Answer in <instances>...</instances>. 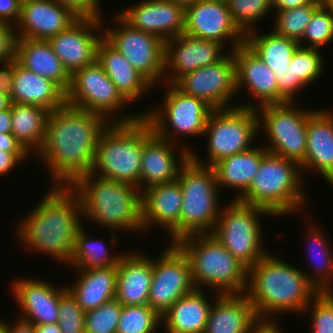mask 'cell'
<instances>
[{
	"label": "cell",
	"mask_w": 333,
	"mask_h": 333,
	"mask_svg": "<svg viewBox=\"0 0 333 333\" xmlns=\"http://www.w3.org/2000/svg\"><path fill=\"white\" fill-rule=\"evenodd\" d=\"M231 18L239 31L247 36L255 29L257 22L271 15L272 0H225ZM271 11V12H270Z\"/></svg>",
	"instance_id": "obj_39"
},
{
	"label": "cell",
	"mask_w": 333,
	"mask_h": 333,
	"mask_svg": "<svg viewBox=\"0 0 333 333\" xmlns=\"http://www.w3.org/2000/svg\"><path fill=\"white\" fill-rule=\"evenodd\" d=\"M245 43L272 71L287 67L300 46L297 41L279 36L272 29L262 34L256 30L249 33L245 36Z\"/></svg>",
	"instance_id": "obj_37"
},
{
	"label": "cell",
	"mask_w": 333,
	"mask_h": 333,
	"mask_svg": "<svg viewBox=\"0 0 333 333\" xmlns=\"http://www.w3.org/2000/svg\"><path fill=\"white\" fill-rule=\"evenodd\" d=\"M184 33L229 45L228 51L245 43V36L233 23L225 0H199L186 8Z\"/></svg>",
	"instance_id": "obj_17"
},
{
	"label": "cell",
	"mask_w": 333,
	"mask_h": 333,
	"mask_svg": "<svg viewBox=\"0 0 333 333\" xmlns=\"http://www.w3.org/2000/svg\"><path fill=\"white\" fill-rule=\"evenodd\" d=\"M327 6L331 9L332 14H333V1L330 2Z\"/></svg>",
	"instance_id": "obj_63"
},
{
	"label": "cell",
	"mask_w": 333,
	"mask_h": 333,
	"mask_svg": "<svg viewBox=\"0 0 333 333\" xmlns=\"http://www.w3.org/2000/svg\"><path fill=\"white\" fill-rule=\"evenodd\" d=\"M29 153H9L5 151H0V176L11 174V170L14 171L15 167L19 164L25 162V160L30 159ZM18 165V166H17Z\"/></svg>",
	"instance_id": "obj_52"
},
{
	"label": "cell",
	"mask_w": 333,
	"mask_h": 333,
	"mask_svg": "<svg viewBox=\"0 0 333 333\" xmlns=\"http://www.w3.org/2000/svg\"><path fill=\"white\" fill-rule=\"evenodd\" d=\"M0 151L28 153L12 134H0Z\"/></svg>",
	"instance_id": "obj_54"
},
{
	"label": "cell",
	"mask_w": 333,
	"mask_h": 333,
	"mask_svg": "<svg viewBox=\"0 0 333 333\" xmlns=\"http://www.w3.org/2000/svg\"><path fill=\"white\" fill-rule=\"evenodd\" d=\"M122 307L114 298L85 312V333H116Z\"/></svg>",
	"instance_id": "obj_43"
},
{
	"label": "cell",
	"mask_w": 333,
	"mask_h": 333,
	"mask_svg": "<svg viewBox=\"0 0 333 333\" xmlns=\"http://www.w3.org/2000/svg\"><path fill=\"white\" fill-rule=\"evenodd\" d=\"M109 123L99 113L68 104L49 113L45 139L35 157L50 173L51 187H70L90 173L99 137Z\"/></svg>",
	"instance_id": "obj_1"
},
{
	"label": "cell",
	"mask_w": 333,
	"mask_h": 333,
	"mask_svg": "<svg viewBox=\"0 0 333 333\" xmlns=\"http://www.w3.org/2000/svg\"><path fill=\"white\" fill-rule=\"evenodd\" d=\"M69 188L80 200L83 219L111 231L112 245L121 231L143 235L142 193L136 186L88 173Z\"/></svg>",
	"instance_id": "obj_4"
},
{
	"label": "cell",
	"mask_w": 333,
	"mask_h": 333,
	"mask_svg": "<svg viewBox=\"0 0 333 333\" xmlns=\"http://www.w3.org/2000/svg\"><path fill=\"white\" fill-rule=\"evenodd\" d=\"M11 294L19 306L20 319L33 325L58 323L60 297L66 286H56L39 278L20 277L10 283Z\"/></svg>",
	"instance_id": "obj_22"
},
{
	"label": "cell",
	"mask_w": 333,
	"mask_h": 333,
	"mask_svg": "<svg viewBox=\"0 0 333 333\" xmlns=\"http://www.w3.org/2000/svg\"><path fill=\"white\" fill-rule=\"evenodd\" d=\"M301 170L317 172L333 187V110L313 108L307 121V145ZM304 170V171H303Z\"/></svg>",
	"instance_id": "obj_26"
},
{
	"label": "cell",
	"mask_w": 333,
	"mask_h": 333,
	"mask_svg": "<svg viewBox=\"0 0 333 333\" xmlns=\"http://www.w3.org/2000/svg\"><path fill=\"white\" fill-rule=\"evenodd\" d=\"M20 11L21 2L19 0H0V23L16 26L20 18Z\"/></svg>",
	"instance_id": "obj_50"
},
{
	"label": "cell",
	"mask_w": 333,
	"mask_h": 333,
	"mask_svg": "<svg viewBox=\"0 0 333 333\" xmlns=\"http://www.w3.org/2000/svg\"><path fill=\"white\" fill-rule=\"evenodd\" d=\"M278 85V104L298 101L296 97L301 89L307 88L297 76L294 70V55L283 69H273Z\"/></svg>",
	"instance_id": "obj_47"
},
{
	"label": "cell",
	"mask_w": 333,
	"mask_h": 333,
	"mask_svg": "<svg viewBox=\"0 0 333 333\" xmlns=\"http://www.w3.org/2000/svg\"><path fill=\"white\" fill-rule=\"evenodd\" d=\"M15 58L25 69L53 81L65 93L68 91L71 75L53 52L48 40L17 38Z\"/></svg>",
	"instance_id": "obj_32"
},
{
	"label": "cell",
	"mask_w": 333,
	"mask_h": 333,
	"mask_svg": "<svg viewBox=\"0 0 333 333\" xmlns=\"http://www.w3.org/2000/svg\"><path fill=\"white\" fill-rule=\"evenodd\" d=\"M267 153L268 151L263 145H255L248 151L225 157L215 163L212 168L215 171L220 191L223 187L224 189H235L237 190L236 197L232 199L238 200L252 183L262 158Z\"/></svg>",
	"instance_id": "obj_34"
},
{
	"label": "cell",
	"mask_w": 333,
	"mask_h": 333,
	"mask_svg": "<svg viewBox=\"0 0 333 333\" xmlns=\"http://www.w3.org/2000/svg\"><path fill=\"white\" fill-rule=\"evenodd\" d=\"M275 318H258L252 325L250 333H284Z\"/></svg>",
	"instance_id": "obj_53"
},
{
	"label": "cell",
	"mask_w": 333,
	"mask_h": 333,
	"mask_svg": "<svg viewBox=\"0 0 333 333\" xmlns=\"http://www.w3.org/2000/svg\"><path fill=\"white\" fill-rule=\"evenodd\" d=\"M300 268L268 252L248 269L245 294L258 318L291 313L302 316L319 293Z\"/></svg>",
	"instance_id": "obj_3"
},
{
	"label": "cell",
	"mask_w": 333,
	"mask_h": 333,
	"mask_svg": "<svg viewBox=\"0 0 333 333\" xmlns=\"http://www.w3.org/2000/svg\"><path fill=\"white\" fill-rule=\"evenodd\" d=\"M0 92L9 97L13 91L16 58L0 63Z\"/></svg>",
	"instance_id": "obj_51"
},
{
	"label": "cell",
	"mask_w": 333,
	"mask_h": 333,
	"mask_svg": "<svg viewBox=\"0 0 333 333\" xmlns=\"http://www.w3.org/2000/svg\"><path fill=\"white\" fill-rule=\"evenodd\" d=\"M177 180L182 188L180 238L212 233L223 207L215 171L190 157L181 167Z\"/></svg>",
	"instance_id": "obj_8"
},
{
	"label": "cell",
	"mask_w": 333,
	"mask_h": 333,
	"mask_svg": "<svg viewBox=\"0 0 333 333\" xmlns=\"http://www.w3.org/2000/svg\"><path fill=\"white\" fill-rule=\"evenodd\" d=\"M10 107L11 134L31 156H35L43 145L50 112L36 105L11 103Z\"/></svg>",
	"instance_id": "obj_35"
},
{
	"label": "cell",
	"mask_w": 333,
	"mask_h": 333,
	"mask_svg": "<svg viewBox=\"0 0 333 333\" xmlns=\"http://www.w3.org/2000/svg\"><path fill=\"white\" fill-rule=\"evenodd\" d=\"M10 323L8 322V333H35L34 325L20 318H17L15 323Z\"/></svg>",
	"instance_id": "obj_56"
},
{
	"label": "cell",
	"mask_w": 333,
	"mask_h": 333,
	"mask_svg": "<svg viewBox=\"0 0 333 333\" xmlns=\"http://www.w3.org/2000/svg\"><path fill=\"white\" fill-rule=\"evenodd\" d=\"M12 130V116L11 107L6 110L0 111V134H11Z\"/></svg>",
	"instance_id": "obj_57"
},
{
	"label": "cell",
	"mask_w": 333,
	"mask_h": 333,
	"mask_svg": "<svg viewBox=\"0 0 333 333\" xmlns=\"http://www.w3.org/2000/svg\"><path fill=\"white\" fill-rule=\"evenodd\" d=\"M104 24L99 18H79L67 30L48 39L53 52L70 75L97 61Z\"/></svg>",
	"instance_id": "obj_18"
},
{
	"label": "cell",
	"mask_w": 333,
	"mask_h": 333,
	"mask_svg": "<svg viewBox=\"0 0 333 333\" xmlns=\"http://www.w3.org/2000/svg\"><path fill=\"white\" fill-rule=\"evenodd\" d=\"M66 104L99 113L110 123L133 122L143 116L142 112L128 114L122 111L124 106H129L130 103L117 90L97 61L71 75Z\"/></svg>",
	"instance_id": "obj_12"
},
{
	"label": "cell",
	"mask_w": 333,
	"mask_h": 333,
	"mask_svg": "<svg viewBox=\"0 0 333 333\" xmlns=\"http://www.w3.org/2000/svg\"><path fill=\"white\" fill-rule=\"evenodd\" d=\"M123 9L117 15L131 28L164 42L184 33L185 10L169 0H141Z\"/></svg>",
	"instance_id": "obj_23"
},
{
	"label": "cell",
	"mask_w": 333,
	"mask_h": 333,
	"mask_svg": "<svg viewBox=\"0 0 333 333\" xmlns=\"http://www.w3.org/2000/svg\"><path fill=\"white\" fill-rule=\"evenodd\" d=\"M97 62L130 104L154 88L104 37L98 45Z\"/></svg>",
	"instance_id": "obj_30"
},
{
	"label": "cell",
	"mask_w": 333,
	"mask_h": 333,
	"mask_svg": "<svg viewBox=\"0 0 333 333\" xmlns=\"http://www.w3.org/2000/svg\"><path fill=\"white\" fill-rule=\"evenodd\" d=\"M203 289H195L178 299L161 315L165 333H204L216 292L207 296ZM211 301H210V300Z\"/></svg>",
	"instance_id": "obj_28"
},
{
	"label": "cell",
	"mask_w": 333,
	"mask_h": 333,
	"mask_svg": "<svg viewBox=\"0 0 333 333\" xmlns=\"http://www.w3.org/2000/svg\"><path fill=\"white\" fill-rule=\"evenodd\" d=\"M233 59L237 92L244 89L256 100H253L254 103L249 99L239 101L238 106L258 109L264 105L278 104V85L274 72L246 43L233 50Z\"/></svg>",
	"instance_id": "obj_20"
},
{
	"label": "cell",
	"mask_w": 333,
	"mask_h": 333,
	"mask_svg": "<svg viewBox=\"0 0 333 333\" xmlns=\"http://www.w3.org/2000/svg\"><path fill=\"white\" fill-rule=\"evenodd\" d=\"M175 244L189 259L196 289L207 288L219 295L246 292L248 268L211 233L188 235Z\"/></svg>",
	"instance_id": "obj_6"
},
{
	"label": "cell",
	"mask_w": 333,
	"mask_h": 333,
	"mask_svg": "<svg viewBox=\"0 0 333 333\" xmlns=\"http://www.w3.org/2000/svg\"><path fill=\"white\" fill-rule=\"evenodd\" d=\"M309 4H319L316 0H272V12L293 9Z\"/></svg>",
	"instance_id": "obj_55"
},
{
	"label": "cell",
	"mask_w": 333,
	"mask_h": 333,
	"mask_svg": "<svg viewBox=\"0 0 333 333\" xmlns=\"http://www.w3.org/2000/svg\"><path fill=\"white\" fill-rule=\"evenodd\" d=\"M41 199L16 223V238L24 250L48 255L60 265L69 264L84 222L80 200L69 187L49 188Z\"/></svg>",
	"instance_id": "obj_2"
},
{
	"label": "cell",
	"mask_w": 333,
	"mask_h": 333,
	"mask_svg": "<svg viewBox=\"0 0 333 333\" xmlns=\"http://www.w3.org/2000/svg\"><path fill=\"white\" fill-rule=\"evenodd\" d=\"M305 314L311 316L312 333H333V291L319 292L305 307Z\"/></svg>",
	"instance_id": "obj_45"
},
{
	"label": "cell",
	"mask_w": 333,
	"mask_h": 333,
	"mask_svg": "<svg viewBox=\"0 0 333 333\" xmlns=\"http://www.w3.org/2000/svg\"><path fill=\"white\" fill-rule=\"evenodd\" d=\"M181 209L182 188L178 180L145 189L142 192L143 233L159 226L169 233L170 243H175L180 239Z\"/></svg>",
	"instance_id": "obj_25"
},
{
	"label": "cell",
	"mask_w": 333,
	"mask_h": 333,
	"mask_svg": "<svg viewBox=\"0 0 333 333\" xmlns=\"http://www.w3.org/2000/svg\"><path fill=\"white\" fill-rule=\"evenodd\" d=\"M115 298L123 305H148L153 258L134 250L123 252L117 265Z\"/></svg>",
	"instance_id": "obj_27"
},
{
	"label": "cell",
	"mask_w": 333,
	"mask_h": 333,
	"mask_svg": "<svg viewBox=\"0 0 333 333\" xmlns=\"http://www.w3.org/2000/svg\"><path fill=\"white\" fill-rule=\"evenodd\" d=\"M85 312L67 290L59 301L58 325L62 333H85Z\"/></svg>",
	"instance_id": "obj_46"
},
{
	"label": "cell",
	"mask_w": 333,
	"mask_h": 333,
	"mask_svg": "<svg viewBox=\"0 0 333 333\" xmlns=\"http://www.w3.org/2000/svg\"><path fill=\"white\" fill-rule=\"evenodd\" d=\"M331 41L333 42V14L327 5H320L307 24L299 45L322 50V47H326Z\"/></svg>",
	"instance_id": "obj_42"
},
{
	"label": "cell",
	"mask_w": 333,
	"mask_h": 333,
	"mask_svg": "<svg viewBox=\"0 0 333 333\" xmlns=\"http://www.w3.org/2000/svg\"><path fill=\"white\" fill-rule=\"evenodd\" d=\"M192 151L194 146L191 148L187 144H175L153 133L142 145L141 193L151 186L176 181L181 167L189 160Z\"/></svg>",
	"instance_id": "obj_21"
},
{
	"label": "cell",
	"mask_w": 333,
	"mask_h": 333,
	"mask_svg": "<svg viewBox=\"0 0 333 333\" xmlns=\"http://www.w3.org/2000/svg\"><path fill=\"white\" fill-rule=\"evenodd\" d=\"M320 51L322 50L299 46L294 53L295 76L306 87L319 81L325 69L324 56Z\"/></svg>",
	"instance_id": "obj_44"
},
{
	"label": "cell",
	"mask_w": 333,
	"mask_h": 333,
	"mask_svg": "<svg viewBox=\"0 0 333 333\" xmlns=\"http://www.w3.org/2000/svg\"><path fill=\"white\" fill-rule=\"evenodd\" d=\"M78 17L57 0L21 2L20 18L15 26L17 38L48 40L67 30Z\"/></svg>",
	"instance_id": "obj_24"
},
{
	"label": "cell",
	"mask_w": 333,
	"mask_h": 333,
	"mask_svg": "<svg viewBox=\"0 0 333 333\" xmlns=\"http://www.w3.org/2000/svg\"><path fill=\"white\" fill-rule=\"evenodd\" d=\"M11 103L36 105L49 112L66 104V93L53 81L22 67L17 59Z\"/></svg>",
	"instance_id": "obj_31"
},
{
	"label": "cell",
	"mask_w": 333,
	"mask_h": 333,
	"mask_svg": "<svg viewBox=\"0 0 333 333\" xmlns=\"http://www.w3.org/2000/svg\"><path fill=\"white\" fill-rule=\"evenodd\" d=\"M35 333H62L58 323L34 325Z\"/></svg>",
	"instance_id": "obj_58"
},
{
	"label": "cell",
	"mask_w": 333,
	"mask_h": 333,
	"mask_svg": "<svg viewBox=\"0 0 333 333\" xmlns=\"http://www.w3.org/2000/svg\"><path fill=\"white\" fill-rule=\"evenodd\" d=\"M297 102L268 104L256 109L259 132L266 135L265 149L299 164L305 159L307 145V121L313 111ZM307 109V110H306Z\"/></svg>",
	"instance_id": "obj_13"
},
{
	"label": "cell",
	"mask_w": 333,
	"mask_h": 333,
	"mask_svg": "<svg viewBox=\"0 0 333 333\" xmlns=\"http://www.w3.org/2000/svg\"><path fill=\"white\" fill-rule=\"evenodd\" d=\"M307 226L310 229H307L308 234H305L304 239L307 241L306 247L309 253L306 254L310 257L307 262L310 265L313 263V273L304 271V274L319 292L333 291V249L329 238L323 233L321 227L319 229V225H314L313 221Z\"/></svg>",
	"instance_id": "obj_36"
},
{
	"label": "cell",
	"mask_w": 333,
	"mask_h": 333,
	"mask_svg": "<svg viewBox=\"0 0 333 333\" xmlns=\"http://www.w3.org/2000/svg\"><path fill=\"white\" fill-rule=\"evenodd\" d=\"M16 40L15 26L0 23V63L15 58Z\"/></svg>",
	"instance_id": "obj_49"
},
{
	"label": "cell",
	"mask_w": 333,
	"mask_h": 333,
	"mask_svg": "<svg viewBox=\"0 0 333 333\" xmlns=\"http://www.w3.org/2000/svg\"><path fill=\"white\" fill-rule=\"evenodd\" d=\"M160 254L153 259L148 305L161 316L196 288L189 259L175 243H168Z\"/></svg>",
	"instance_id": "obj_15"
},
{
	"label": "cell",
	"mask_w": 333,
	"mask_h": 333,
	"mask_svg": "<svg viewBox=\"0 0 333 333\" xmlns=\"http://www.w3.org/2000/svg\"><path fill=\"white\" fill-rule=\"evenodd\" d=\"M320 4H309L301 7L275 12L274 27L271 28L279 36L293 39L298 43L302 40L304 31L314 11Z\"/></svg>",
	"instance_id": "obj_41"
},
{
	"label": "cell",
	"mask_w": 333,
	"mask_h": 333,
	"mask_svg": "<svg viewBox=\"0 0 333 333\" xmlns=\"http://www.w3.org/2000/svg\"><path fill=\"white\" fill-rule=\"evenodd\" d=\"M153 133L144 116L133 122L109 123L99 137L90 173L140 190L142 145Z\"/></svg>",
	"instance_id": "obj_7"
},
{
	"label": "cell",
	"mask_w": 333,
	"mask_h": 333,
	"mask_svg": "<svg viewBox=\"0 0 333 333\" xmlns=\"http://www.w3.org/2000/svg\"><path fill=\"white\" fill-rule=\"evenodd\" d=\"M305 177L298 162L268 152L262 158L252 183L238 201L262 207L274 217L304 213L309 198L303 191Z\"/></svg>",
	"instance_id": "obj_5"
},
{
	"label": "cell",
	"mask_w": 333,
	"mask_h": 333,
	"mask_svg": "<svg viewBox=\"0 0 333 333\" xmlns=\"http://www.w3.org/2000/svg\"><path fill=\"white\" fill-rule=\"evenodd\" d=\"M0 333H8V322L0 319Z\"/></svg>",
	"instance_id": "obj_61"
},
{
	"label": "cell",
	"mask_w": 333,
	"mask_h": 333,
	"mask_svg": "<svg viewBox=\"0 0 333 333\" xmlns=\"http://www.w3.org/2000/svg\"><path fill=\"white\" fill-rule=\"evenodd\" d=\"M169 1L181 6L185 10L186 8L190 7L199 0H169Z\"/></svg>",
	"instance_id": "obj_60"
},
{
	"label": "cell",
	"mask_w": 333,
	"mask_h": 333,
	"mask_svg": "<svg viewBox=\"0 0 333 333\" xmlns=\"http://www.w3.org/2000/svg\"><path fill=\"white\" fill-rule=\"evenodd\" d=\"M320 5H328L333 0H316Z\"/></svg>",
	"instance_id": "obj_62"
},
{
	"label": "cell",
	"mask_w": 333,
	"mask_h": 333,
	"mask_svg": "<svg viewBox=\"0 0 333 333\" xmlns=\"http://www.w3.org/2000/svg\"><path fill=\"white\" fill-rule=\"evenodd\" d=\"M114 18L112 21L115 28L113 25L110 28L106 25L103 30L104 38L124 55L154 88L161 82L163 85L165 42L153 34L131 28L117 14Z\"/></svg>",
	"instance_id": "obj_14"
},
{
	"label": "cell",
	"mask_w": 333,
	"mask_h": 333,
	"mask_svg": "<svg viewBox=\"0 0 333 333\" xmlns=\"http://www.w3.org/2000/svg\"><path fill=\"white\" fill-rule=\"evenodd\" d=\"M183 93L205 101L214 110L238 106L233 51L219 62L182 76L175 84Z\"/></svg>",
	"instance_id": "obj_16"
},
{
	"label": "cell",
	"mask_w": 333,
	"mask_h": 333,
	"mask_svg": "<svg viewBox=\"0 0 333 333\" xmlns=\"http://www.w3.org/2000/svg\"><path fill=\"white\" fill-rule=\"evenodd\" d=\"M11 100L7 94L0 92V111L6 110L10 107Z\"/></svg>",
	"instance_id": "obj_59"
},
{
	"label": "cell",
	"mask_w": 333,
	"mask_h": 333,
	"mask_svg": "<svg viewBox=\"0 0 333 333\" xmlns=\"http://www.w3.org/2000/svg\"><path fill=\"white\" fill-rule=\"evenodd\" d=\"M164 84L168 86L164 90L163 103L142 111L154 133L175 144H181L178 137H202L214 109L205 101L183 93L174 84Z\"/></svg>",
	"instance_id": "obj_11"
},
{
	"label": "cell",
	"mask_w": 333,
	"mask_h": 333,
	"mask_svg": "<svg viewBox=\"0 0 333 333\" xmlns=\"http://www.w3.org/2000/svg\"><path fill=\"white\" fill-rule=\"evenodd\" d=\"M257 319L245 293L218 295L213 300L204 333H250Z\"/></svg>",
	"instance_id": "obj_29"
},
{
	"label": "cell",
	"mask_w": 333,
	"mask_h": 333,
	"mask_svg": "<svg viewBox=\"0 0 333 333\" xmlns=\"http://www.w3.org/2000/svg\"><path fill=\"white\" fill-rule=\"evenodd\" d=\"M75 283L66 285L84 312L96 309L115 298L117 265L89 269H76Z\"/></svg>",
	"instance_id": "obj_33"
},
{
	"label": "cell",
	"mask_w": 333,
	"mask_h": 333,
	"mask_svg": "<svg viewBox=\"0 0 333 333\" xmlns=\"http://www.w3.org/2000/svg\"><path fill=\"white\" fill-rule=\"evenodd\" d=\"M161 316L149 305L123 306L116 333H157Z\"/></svg>",
	"instance_id": "obj_40"
},
{
	"label": "cell",
	"mask_w": 333,
	"mask_h": 333,
	"mask_svg": "<svg viewBox=\"0 0 333 333\" xmlns=\"http://www.w3.org/2000/svg\"><path fill=\"white\" fill-rule=\"evenodd\" d=\"M229 203L222 207L211 234L249 269L269 252L263 243L265 236L261 219L274 216L262 207L238 200H230Z\"/></svg>",
	"instance_id": "obj_10"
},
{
	"label": "cell",
	"mask_w": 333,
	"mask_h": 333,
	"mask_svg": "<svg viewBox=\"0 0 333 333\" xmlns=\"http://www.w3.org/2000/svg\"><path fill=\"white\" fill-rule=\"evenodd\" d=\"M228 52L230 51L219 42L195 38L185 33L169 39L165 42L163 82L175 84L182 76L221 61Z\"/></svg>",
	"instance_id": "obj_19"
},
{
	"label": "cell",
	"mask_w": 333,
	"mask_h": 333,
	"mask_svg": "<svg viewBox=\"0 0 333 333\" xmlns=\"http://www.w3.org/2000/svg\"><path fill=\"white\" fill-rule=\"evenodd\" d=\"M259 134L256 109L236 106L213 110L203 135L207 139L206 160L203 161L197 151L191 152V158L198 164L212 167L225 157L253 148Z\"/></svg>",
	"instance_id": "obj_9"
},
{
	"label": "cell",
	"mask_w": 333,
	"mask_h": 333,
	"mask_svg": "<svg viewBox=\"0 0 333 333\" xmlns=\"http://www.w3.org/2000/svg\"><path fill=\"white\" fill-rule=\"evenodd\" d=\"M80 18H102L100 0H57Z\"/></svg>",
	"instance_id": "obj_48"
},
{
	"label": "cell",
	"mask_w": 333,
	"mask_h": 333,
	"mask_svg": "<svg viewBox=\"0 0 333 333\" xmlns=\"http://www.w3.org/2000/svg\"><path fill=\"white\" fill-rule=\"evenodd\" d=\"M86 225H83L74 241L73 253L68 267L75 269H89L99 267H110L118 265L119 259L123 253L109 254V247L105 245V240L98 238L90 239L88 230H85ZM104 242V243H103ZM107 247V248H106ZM118 254V255H117Z\"/></svg>",
	"instance_id": "obj_38"
}]
</instances>
